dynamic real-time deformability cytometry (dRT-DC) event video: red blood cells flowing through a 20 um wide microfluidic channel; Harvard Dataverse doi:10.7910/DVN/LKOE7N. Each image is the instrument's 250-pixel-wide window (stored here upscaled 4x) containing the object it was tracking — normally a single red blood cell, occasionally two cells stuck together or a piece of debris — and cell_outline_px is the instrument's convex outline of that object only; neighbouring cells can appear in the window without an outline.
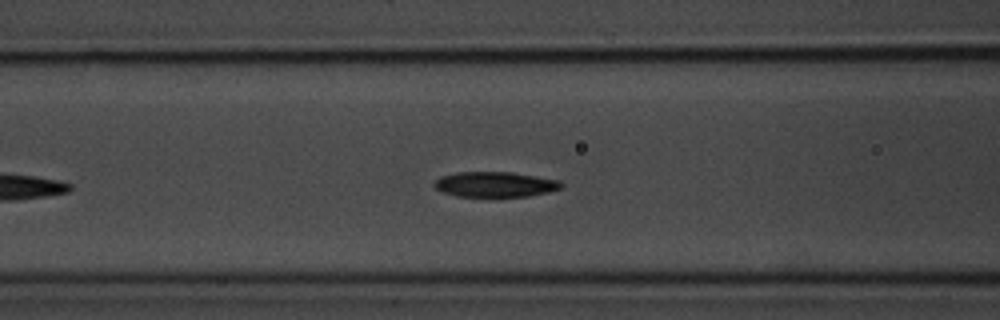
{"species": "common noctule bat (a hibernating species)", "species_latin": "Nyctalus noctula", "temperature_condition": "room temperature", "stored_images_in_passage": 25, "camera_frame_rate_fps": 3000, "um_per_image_px": 0.085, "animal": {"sex": "male", "body_mass_g": 20.1, "forearm_length_mm": 53.5}, "frame": {"image": 1, "passage_image": 11, "time_ms": 3.333, "image_size_px": [1000, 320], "cell_outline_px": [[564, 184], [560, 188], [548, 192], [528, 196], [456, 196], [444, 192], [436, 188], [432, 184], [440, 176], [456, 172], [512, 172], [560, 180]], "centroid_in_image_um": [42.08, 15.66], "position_along_channel_um": 124.5, "area_um2": 18.61}}
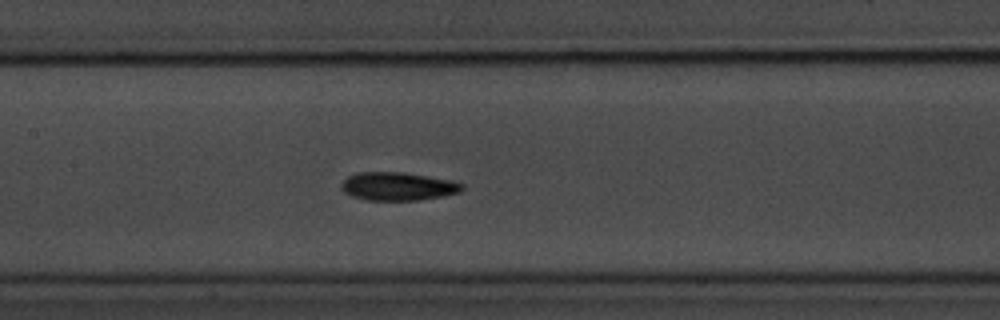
{"frame": {"image": 2, "passage_image": 15, "time_ms": 4.667, "image_size_px": [1000, 320], "cell_outline_px": [[464, 188], [460, 192], [444, 196], [420, 200], [364, 200], [352, 196], [344, 192], [340, 188], [340, 184], [348, 176], [356, 172], [404, 172], [452, 180], [464, 184]], "centroid_in_image_um": [33.82, 15.84], "position_along_channel_um": 173.6, "area_um2": 20.11}}